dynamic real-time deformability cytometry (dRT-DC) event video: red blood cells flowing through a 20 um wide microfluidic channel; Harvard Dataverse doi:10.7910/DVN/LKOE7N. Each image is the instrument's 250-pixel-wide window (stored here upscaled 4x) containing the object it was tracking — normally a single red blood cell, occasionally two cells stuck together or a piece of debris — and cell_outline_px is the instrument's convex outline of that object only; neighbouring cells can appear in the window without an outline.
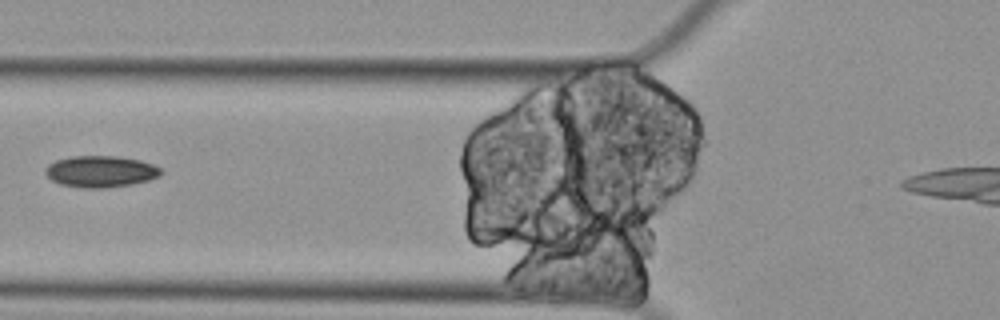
{"species": "Egyptian fruit bat (a non-hibernating species)", "species_latin": "Rousettus aegyptiacus", "temperature_condition": "cold", "stored_images_in_passage": 6, "camera_frame_rate_fps": 3000, "um_per_image_px": 0.085, "animal": {"sex": "female"}, "frame": {"image": 1, "passage_image": 2, "time_ms": 0.333, "image_size_px": [1000, 320], "cell_outline_px": [[164, 172], [160, 176], [148, 180], [132, 184], [104, 188], [80, 188], [60, 184], [52, 180], [44, 172], [44, 168], [48, 164], [56, 160], [72, 156], [116, 156], [140, 160], [152, 164], [160, 168]], "centroid_in_image_um": [8.54, 14.58], "position_along_channel_um": 117.3, "area_um2": 21.33}}
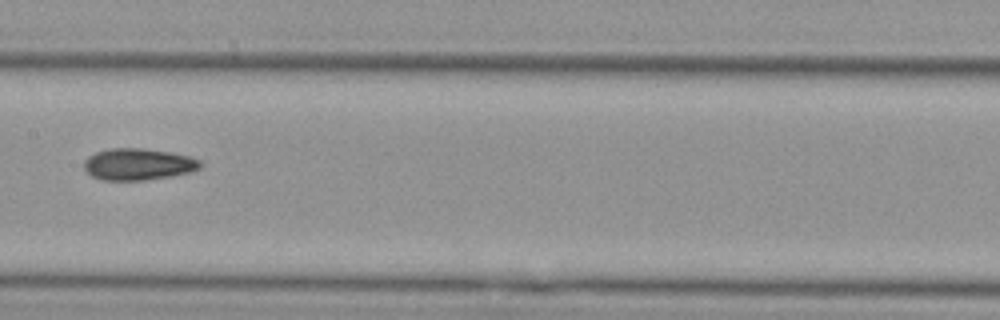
{"frame": {"image": 2, "passage_image": 4, "time_ms": 1.0, "image_size_px": [1000, 320], "cell_outline_px": [[204, 164], [200, 168], [192, 172], [172, 176], [144, 180], [104, 180], [92, 176], [84, 168], [84, 160], [88, 156], [96, 152], [108, 148], [144, 148], [172, 152], [188, 156], [200, 160]], "centroid_in_image_um": [11.78, 13.95], "position_along_channel_um": 195.6, "area_um2": 21.68}}
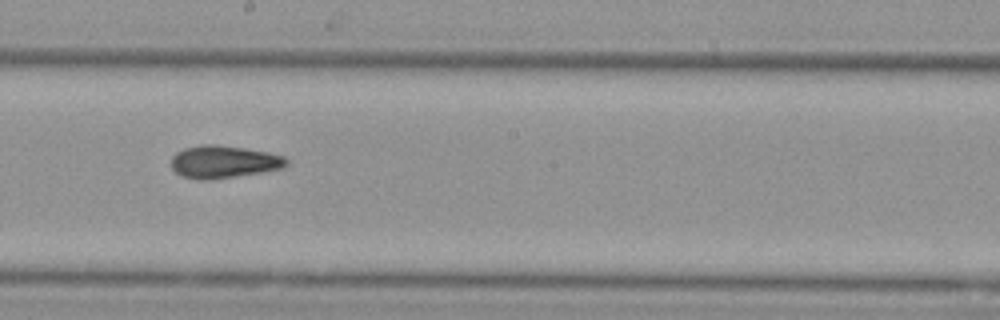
{"frame": {"image": 3, "passage_image": 5, "time_ms": 1.333, "image_size_px": [1000, 320], "cell_outline_px": [[288, 164], [284, 168], [212, 180], [200, 180], [180, 176], [172, 168], [172, 156], [176, 152], [184, 148], [200, 144], [216, 144], [244, 148], [268, 152], [284, 156], [288, 160]], "centroid_in_image_um": [19.0, 13.75], "position_along_channel_um": 229.2, "area_um2": 22.02}}